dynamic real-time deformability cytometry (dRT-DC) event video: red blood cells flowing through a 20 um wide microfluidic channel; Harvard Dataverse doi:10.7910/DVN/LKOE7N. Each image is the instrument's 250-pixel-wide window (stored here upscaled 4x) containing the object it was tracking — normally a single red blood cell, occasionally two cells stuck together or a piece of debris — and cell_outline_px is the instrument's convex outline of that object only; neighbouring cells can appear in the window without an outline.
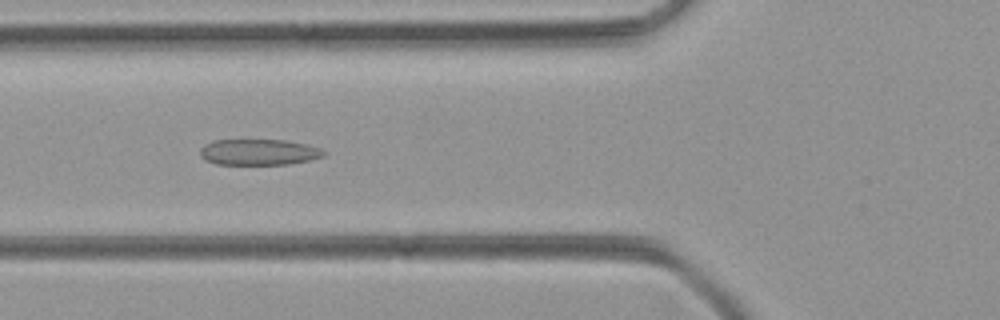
{"species": "common noctule bat (a hibernating species)", "species_latin": "Nyctalus noctula", "temperature_condition": "room temperature", "stored_images_in_passage": 33, "camera_frame_rate_fps": 3000, "um_per_image_px": 0.085, "animal": {"sex": "female", "body_mass_g": 21.9}, "frame": {"image": 1, "passage_image": 8, "time_ms": 2.333, "image_size_px": [1000, 320], "cell_outline_px": [[328, 152], [324, 156], [308, 160], [288, 164], [216, 164], [204, 160], [200, 156], [200, 148], [204, 144], [212, 140], [284, 140], [304, 144], [320, 148]], "centroid_in_image_um": [21.96, 12.93], "position_along_channel_um": 103.8, "area_um2": 18.73}}
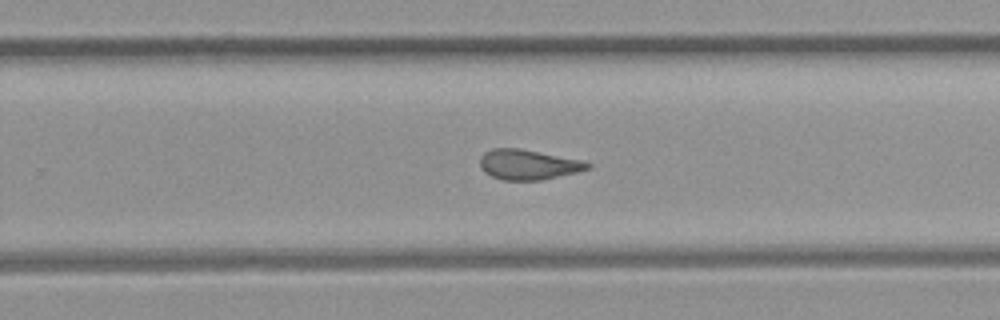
{"frame": {"image": 2, "passage_image": 21, "time_ms": 6.667, "image_size_px": [1000, 320], "cell_outline_px": [[592, 168], [576, 172], [540, 180], [500, 180], [484, 172], [480, 168], [480, 156], [484, 152], [492, 148], [520, 148], [576, 160], [592, 164]], "centroid_in_image_um": [44.82, 13.99], "position_along_channel_um": 285.0, "area_um2": 18.61}}
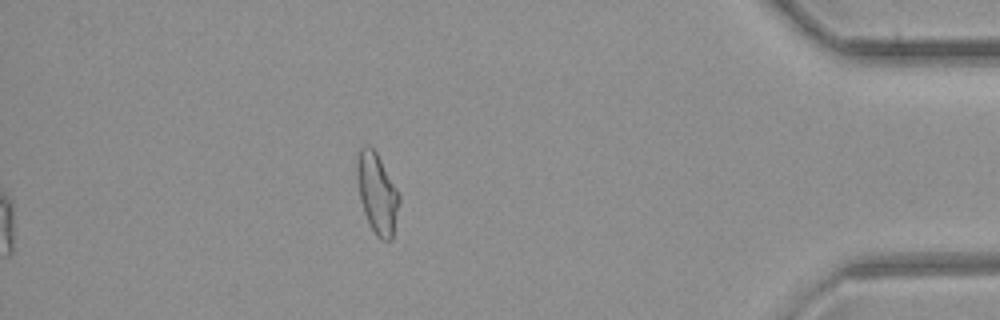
{"frame": {"image": 3, "passage_image": 33, "time_ms": 10.667, "image_size_px": [1000, 320], "cell_outline_px": [[400, 200], [392, 240], [380, 240], [376, 236], [364, 212], [360, 200], [356, 176], [356, 160], [360, 148], [364, 144], [368, 144], [376, 152], [396, 188], [400, 196]], "centroid_in_image_um": [32.04, 16.42], "position_along_channel_um": 403.2, "area_um2": 19.71}}